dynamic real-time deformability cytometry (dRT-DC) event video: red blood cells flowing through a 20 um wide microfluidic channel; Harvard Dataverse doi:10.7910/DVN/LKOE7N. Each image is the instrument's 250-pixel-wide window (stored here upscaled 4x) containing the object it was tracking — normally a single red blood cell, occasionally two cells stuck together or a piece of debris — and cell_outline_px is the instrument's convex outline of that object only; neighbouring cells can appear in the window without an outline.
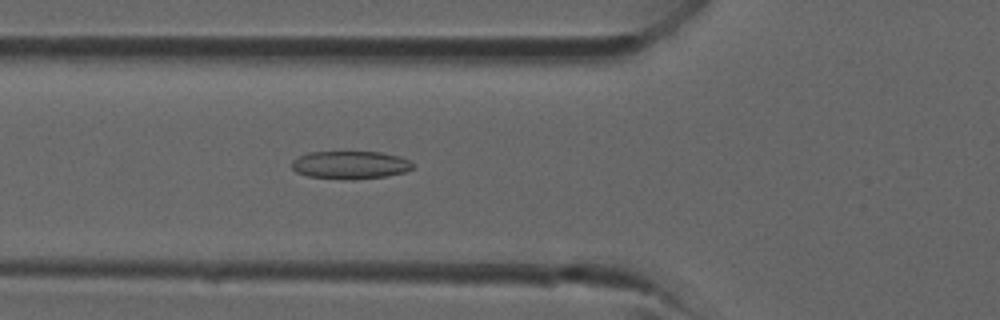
{"species": "common noctule bat (a hibernating species)", "species_latin": "Nyctalus noctula", "temperature_condition": "room temperature", "stored_images_in_passage": 38, "camera_frame_rate_fps": 3000, "um_per_image_px": 0.085, "animal": {"sex": "male", "forearm_length_mm": 52.5}, "frame": {"image": 1, "passage_image": 14, "time_ms": 4.333, "image_size_px": [1000, 320], "cell_outline_px": [[412, 168], [404, 172], [384, 176], [344, 180], [308, 176], [296, 172], [292, 168], [292, 160], [308, 152], [380, 152], [400, 156], [408, 160], [412, 164]], "centroid_in_image_um": [29.73, 14.02], "position_along_channel_um": 96.1, "area_um2": 19.54}}
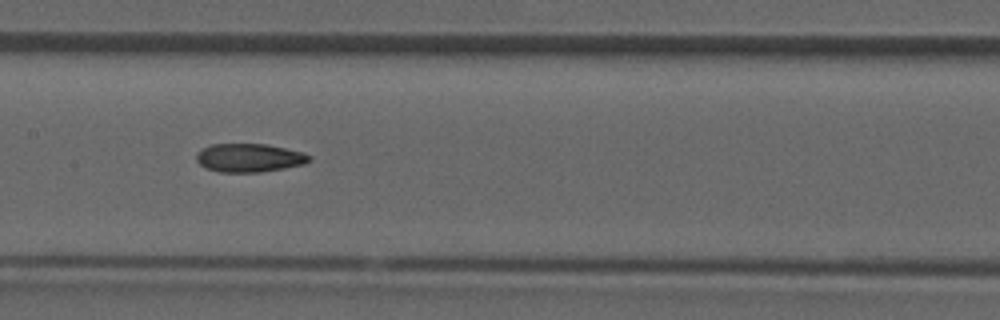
{"frame": {"image": 2, "passage_image": 19, "time_ms": 6.0, "image_size_px": [1000, 320], "cell_outline_px": [[312, 160], [304, 164], [284, 168], [260, 172], [220, 172], [208, 168], [200, 164], [196, 160], [196, 152], [212, 144], [268, 144], [304, 152], [312, 156]], "centroid_in_image_um": [21.23, 13.41], "position_along_channel_um": 186.2, "area_um2": 18.79}}
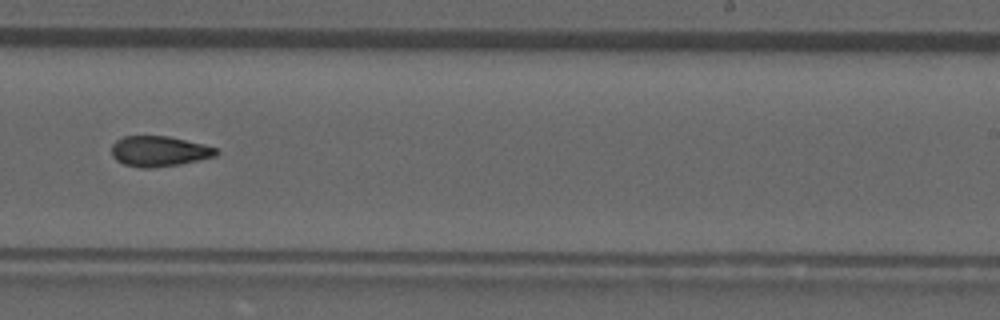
{"frame": {"image": 3, "passage_image": 24, "time_ms": 7.667, "image_size_px": [1000, 320], "cell_outline_px": [[220, 152], [216, 156], [180, 164], [152, 168], [140, 168], [124, 164], [116, 160], [112, 156], [112, 144], [116, 140], [124, 136], [168, 136], [204, 144], [216, 148]], "centroid_in_image_um": [13.52, 12.86], "position_along_channel_um": 275.5, "area_um2": 18.61}}